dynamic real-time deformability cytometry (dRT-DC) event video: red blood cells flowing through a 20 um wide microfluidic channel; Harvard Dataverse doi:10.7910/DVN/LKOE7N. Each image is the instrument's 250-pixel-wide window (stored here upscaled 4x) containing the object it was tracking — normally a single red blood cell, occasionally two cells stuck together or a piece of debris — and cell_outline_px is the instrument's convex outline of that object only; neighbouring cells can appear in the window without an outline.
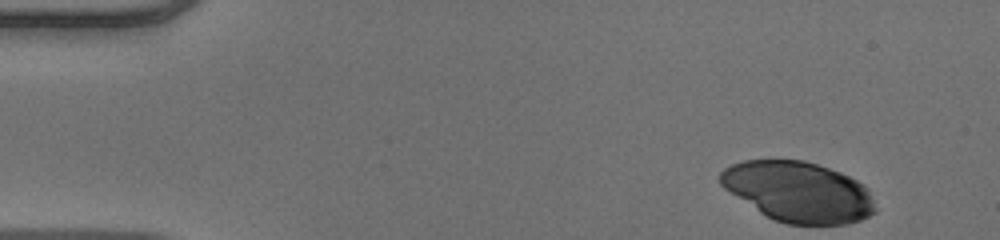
{"species": "human", "species_latin": "Homo sapiens", "temperature_condition": "warm", "stored_images_in_passage": 42, "camera_frame_rate_fps": 3000, "um_per_image_px": 0.085, "donor": {"sex": "male"}, "frame": {"image": 1, "passage_image": 1, "time_ms": 0.0, "image_size_px": [1000, 240], "cell_outline_px": [[872, 212], [856, 220], [840, 224], [792, 224], [776, 220], [768, 216], [732, 192], [720, 180], [720, 176], [728, 168], [736, 164], [748, 160], [796, 160], [812, 164], [836, 172], [860, 184], [864, 192]], "centroid_in_image_um": [67.77, 16.3], "position_along_channel_um": 17.2, "area_um2": 50.86}}
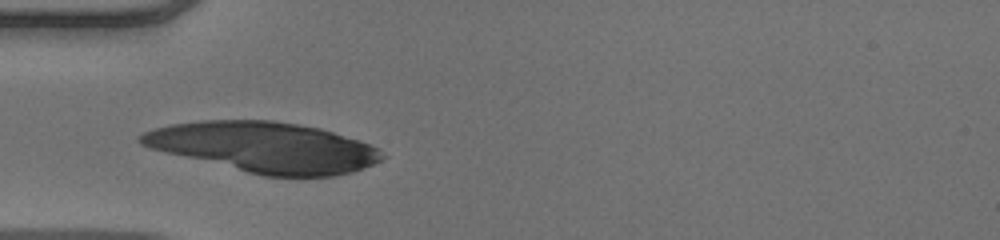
{"frame": {"image": 2, "passage_image": 13, "time_ms": 4.0, "image_size_px": [1000, 240], "cell_outline_px": [[376, 160], [368, 164], [344, 172], [324, 176], [276, 176], [256, 172], [160, 148], [148, 144], [140, 140], [144, 136], [152, 132], [164, 128], [180, 124], [232, 120], [256, 120], [288, 124], [312, 128], [328, 132], [364, 144], [372, 148]], "centroid_in_image_um": [22.52, 12.5], "position_along_channel_um": 62.5, "area_um2": 63.58}}
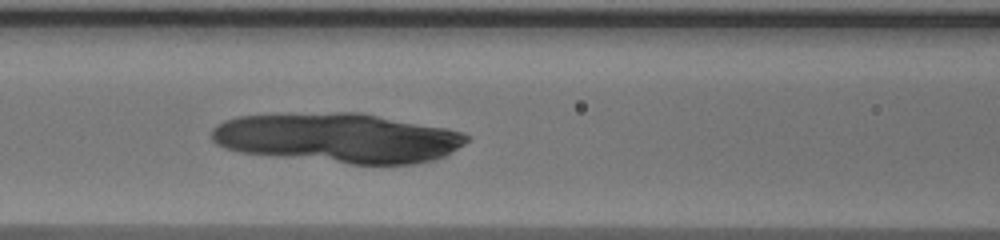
{"frame": {"image": 3, "passage_image": 19, "time_ms": 6.0, "image_size_px": [1000, 240], "cell_outline_px": [[468, 136], [460, 144], [436, 156], [420, 160], [396, 164], [364, 164], [260, 152], [236, 148], [224, 144], [216, 140], [216, 128], [232, 120], [252, 116], [368, 116], [456, 132]], "centroid_in_image_um": [28.78, 11.76], "position_along_channel_um": 137.8, "area_um2": 64.91}}